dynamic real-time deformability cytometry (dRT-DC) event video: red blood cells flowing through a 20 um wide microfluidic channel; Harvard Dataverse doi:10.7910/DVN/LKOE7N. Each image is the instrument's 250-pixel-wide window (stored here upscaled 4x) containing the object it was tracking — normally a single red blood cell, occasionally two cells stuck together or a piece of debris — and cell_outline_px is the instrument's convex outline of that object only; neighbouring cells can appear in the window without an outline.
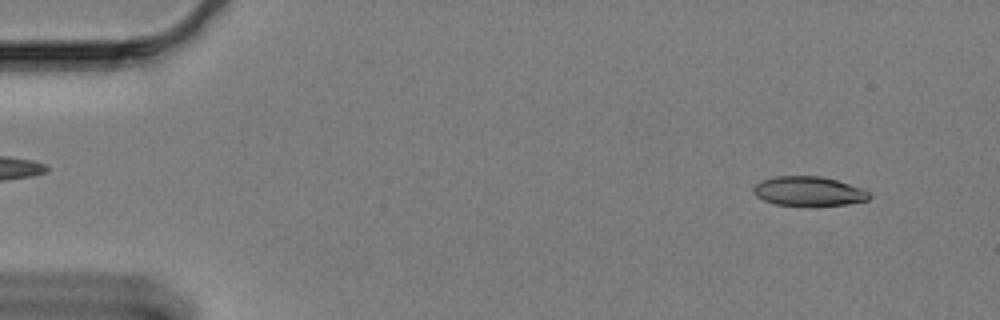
{"species": "Egyptian fruit bat (a non-hibernating species)", "species_latin": "Rousettus aegyptiacus", "temperature_condition": "cold", "stored_images_in_passage": 46, "camera_frame_rate_fps": 3000, "um_per_image_px": 0.085, "animal": {"sex": "female"}, "frame": {"image": 1, "passage_image": 4, "time_ms": 1.0, "image_size_px": [1000, 320], "cell_outline_px": [[872, 196], [868, 200], [848, 204], [808, 208], [776, 204], [764, 200], [756, 196], [752, 192], [752, 188], [756, 184], [764, 180], [776, 176], [820, 176], [836, 180], [860, 188], [868, 192]], "centroid_in_image_um": [68.73, 16.3], "position_along_channel_um": 16.3, "area_um2": 20.29}}
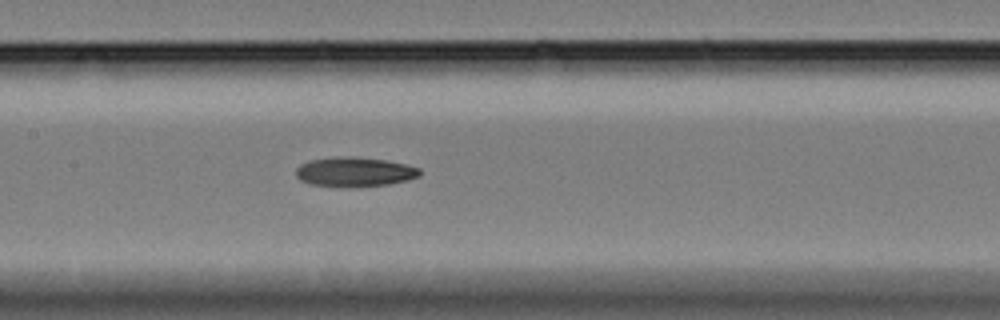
{"frame": {"image": 2, "passage_image": 28, "time_ms": 9.0, "image_size_px": [1000, 320], "cell_outline_px": [[420, 176], [408, 180], [388, 184], [348, 188], [312, 184], [300, 180], [296, 176], [296, 168], [300, 164], [308, 160], [340, 156], [348, 156], [384, 160], [408, 164], [420, 168]], "centroid_in_image_um": [30.14, 14.61], "position_along_channel_um": 177.3, "area_um2": 21.5}}
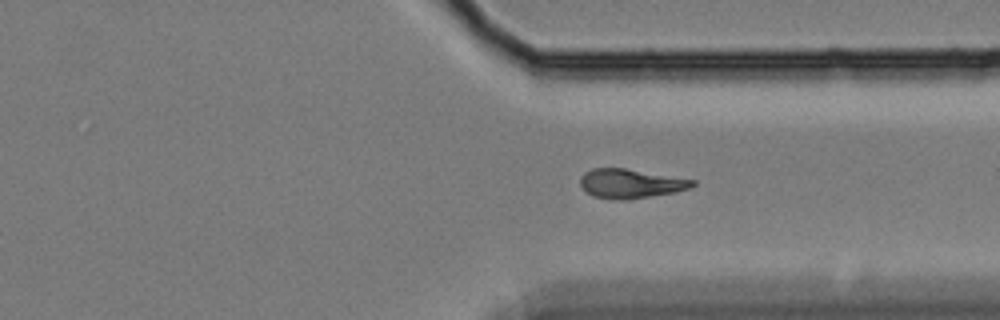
{"frame": {"image": 3, "passage_image": 46, "time_ms": 15.0, "image_size_px": [1000, 320], "cell_outline_px": [[696, 184], [692, 188], [676, 192], [624, 200], [612, 200], [592, 196], [580, 184], [580, 176], [584, 172], [592, 168], [624, 168], [696, 180]], "centroid_in_image_um": [53.61, 15.6], "position_along_channel_um": 357.8, "area_um2": 19.19}}